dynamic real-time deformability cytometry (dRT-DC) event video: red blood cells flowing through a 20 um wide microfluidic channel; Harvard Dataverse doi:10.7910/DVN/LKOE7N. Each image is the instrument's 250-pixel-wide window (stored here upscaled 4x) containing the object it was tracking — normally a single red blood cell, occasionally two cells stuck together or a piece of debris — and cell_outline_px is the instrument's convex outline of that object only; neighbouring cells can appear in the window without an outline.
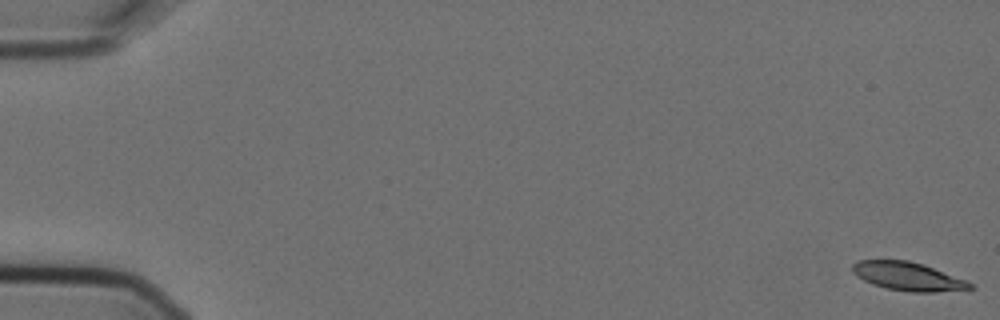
{"species": "Egyptian fruit bat (a non-hibernating species)", "species_latin": "Rousettus aegyptiacus", "temperature_condition": "cold", "stored_images_in_passage": 6, "camera_frame_rate_fps": 3000, "um_per_image_px": 0.085, "animal": {"sex": "female"}, "frame": {"image": 1, "passage_image": 1, "time_ms": 0.0, "image_size_px": [1000, 320], "cell_outline_px": [[976, 288], [936, 292], [912, 292], [888, 288], [872, 284], [856, 276], [852, 272], [852, 264], [856, 260], [908, 260], [924, 264], [968, 280]], "centroid_in_image_um": [77.19, 23.48], "position_along_channel_um": 7.8, "area_um2": 19.65}}